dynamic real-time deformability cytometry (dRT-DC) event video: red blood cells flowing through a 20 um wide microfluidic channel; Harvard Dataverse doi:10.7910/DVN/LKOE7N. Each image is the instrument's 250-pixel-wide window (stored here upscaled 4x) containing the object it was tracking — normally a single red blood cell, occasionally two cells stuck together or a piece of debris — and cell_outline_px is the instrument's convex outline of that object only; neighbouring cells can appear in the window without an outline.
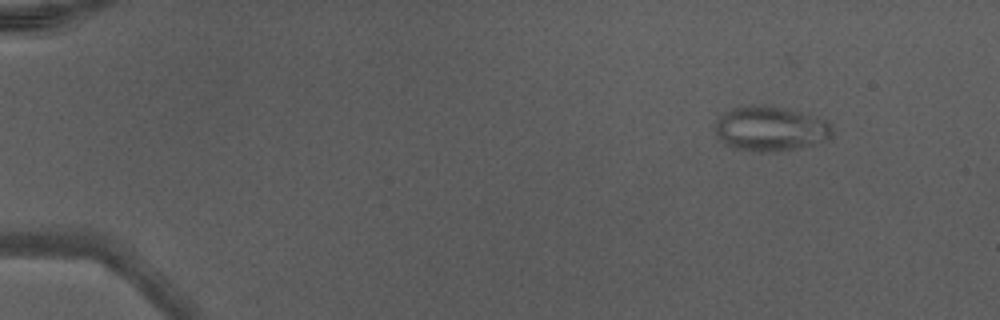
{"species": "Egyptian fruit bat (a non-hibernating species)", "species_latin": "Rousettus aegyptiacus", "temperature_condition": "warm", "stored_images_in_passage": 44, "camera_frame_rate_fps": 3000, "um_per_image_px": 0.085, "animal": {"sex": "male"}, "frame": {"image": 1, "passage_image": 1, "time_ms": 0.0, "image_size_px": [1000, 320], "cell_outline_px": [[832, 136], [824, 140], [812, 144], [780, 152], [756, 152], [736, 148], [724, 144], [720, 140], [712, 128], [716, 120], [732, 108], [744, 104], [764, 104], [784, 108], [816, 116], [828, 120], [832, 132]], "centroid_in_image_um": [65.43, 10.93], "position_along_channel_um": 19.6, "area_um2": 30.98}}
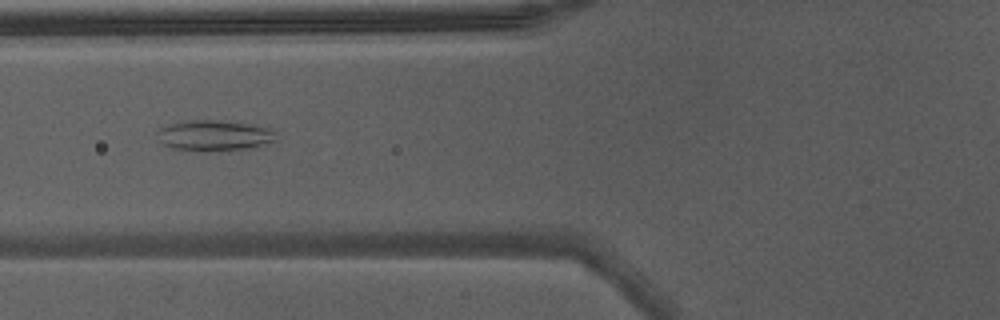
{"frame": {"image": 2, "passage_image": 16, "time_ms": 5.0, "image_size_px": [1000, 320], "cell_outline_px": [[276, 140], [256, 148], [208, 152], [196, 152], [172, 148], [164, 144], [156, 132], [160, 128], [172, 124], [192, 120], [220, 120], [248, 124], [272, 128], [276, 132]], "centroid_in_image_um": [18.28, 11.55], "position_along_channel_um": 107.5, "area_um2": 21.56}}
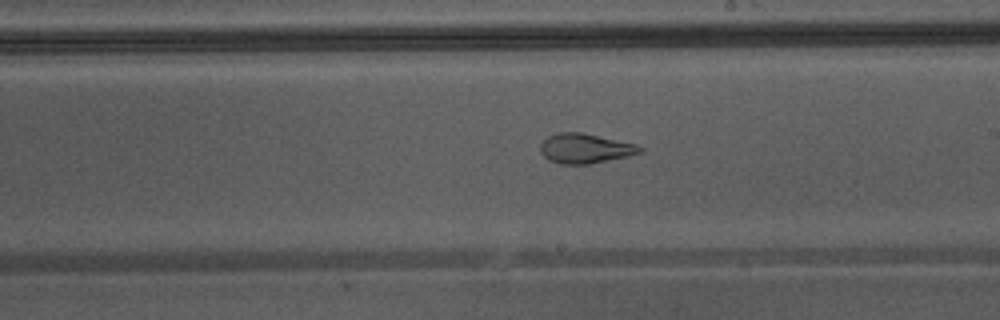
{"frame": {"image": 3, "passage_image": 25, "time_ms": 8.0, "image_size_px": [1000, 320], "cell_outline_px": [[644, 148], [640, 152], [628, 156], [588, 164], [560, 164], [548, 160], [540, 152], [540, 144], [548, 136], [556, 132], [580, 132], [636, 144]], "centroid_in_image_um": [49.69, 12.61], "position_along_channel_um": 239.3, "area_um2": 17.17}, "authors_computed_cell_mechanics": {"area_um2": 22.8021, "velocity_mm_per_s": 4.3886, "shape_relaxation_time_tau1_ms": null, "shape_relaxation_time_tau2_ms": 1.142, "deformation_change_tau1": null, "deformation_change_tau2": 0.0847}}